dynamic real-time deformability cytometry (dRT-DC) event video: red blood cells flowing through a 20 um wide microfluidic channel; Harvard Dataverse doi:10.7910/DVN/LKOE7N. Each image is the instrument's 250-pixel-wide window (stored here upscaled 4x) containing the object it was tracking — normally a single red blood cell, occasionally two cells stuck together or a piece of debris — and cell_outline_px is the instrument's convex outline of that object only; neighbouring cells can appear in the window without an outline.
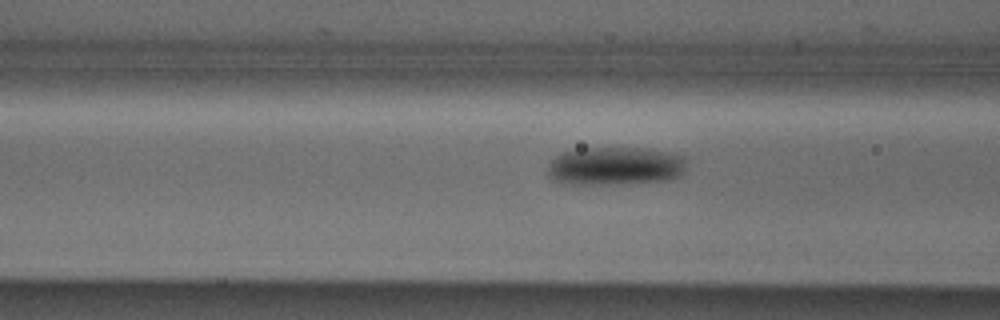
{"species": "Egyptian fruit bat (a non-hibernating species)", "species_latin": "Rousettus aegyptiacus", "temperature_condition": "cold", "stored_images_in_passage": 14, "camera_frame_rate_fps": 3000, "um_per_image_px": 0.085, "animal": {"sex": "male"}, "frame": {"image": 1, "passage_image": 12, "time_ms": 3.667, "image_size_px": [1000, 320], "cell_outline_px": [[684, 172], [680, 176], [668, 180], [620, 184], [556, 184], [548, 176], [548, 164], [556, 156], [564, 152], [584, 148], [648, 148], [676, 152], [684, 156]], "centroid_in_image_um": [52.29, 14.12], "position_along_channel_um": 114.3, "area_um2": 31.56}}